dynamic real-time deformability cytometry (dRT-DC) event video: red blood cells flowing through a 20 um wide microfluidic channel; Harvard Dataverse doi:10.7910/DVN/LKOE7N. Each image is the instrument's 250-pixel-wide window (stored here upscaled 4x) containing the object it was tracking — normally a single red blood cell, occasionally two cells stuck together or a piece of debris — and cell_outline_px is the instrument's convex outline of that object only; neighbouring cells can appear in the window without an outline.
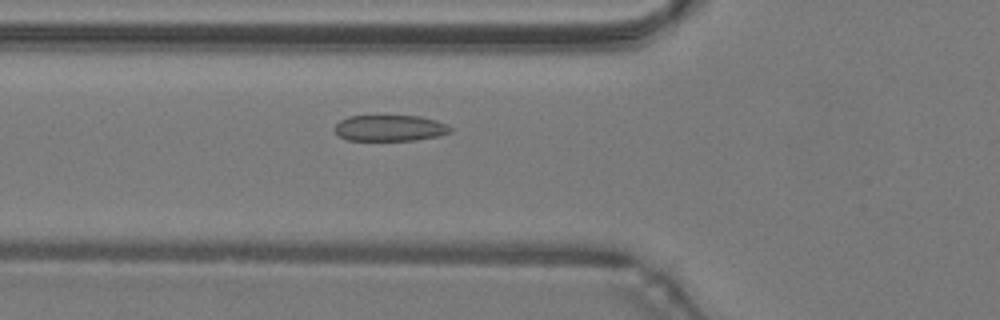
{"species": "common noctule bat (a hibernating species)", "species_latin": "Nyctalus noctula", "temperature_condition": "warm", "stored_images_in_passage": 30, "camera_frame_rate_fps": 3000, "um_per_image_px": 0.085, "animal": {"sex": "male", "body_mass_g": 19.2, "forearm_length_mm": 51.8}, "frame": {"image": 1, "passage_image": 4, "time_ms": 1.0, "image_size_px": [1000, 320], "cell_outline_px": [[452, 132], [440, 136], [416, 140], [348, 140], [340, 136], [336, 132], [336, 124], [340, 120], [348, 116], [420, 116], [436, 120], [448, 124], [452, 128]], "centroid_in_image_um": [33.2, 10.88], "position_along_channel_um": 92.6, "area_um2": 17.63}}
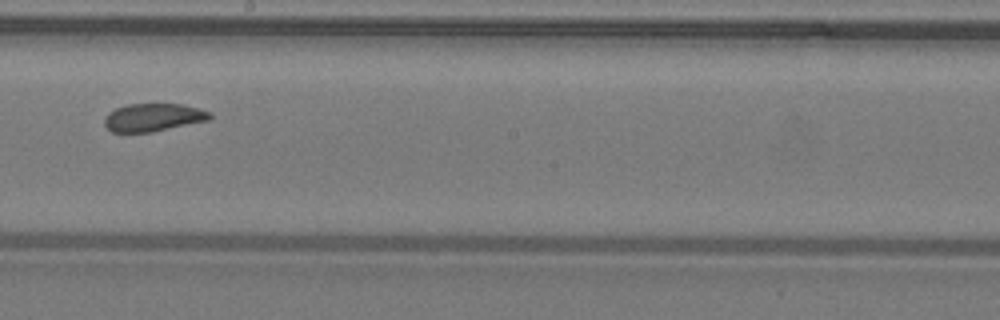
{"frame": {"image": 2, "passage_image": 14, "time_ms": 4.333, "image_size_px": [1000, 320], "cell_outline_px": [[212, 116], [208, 120], [152, 132], [112, 132], [104, 124], [104, 116], [108, 112], [116, 108], [128, 104], [180, 104], [200, 108], [212, 112]], "centroid_in_image_um": [13.02, 9.97], "position_along_channel_um": 235.2, "area_um2": 17.17}}
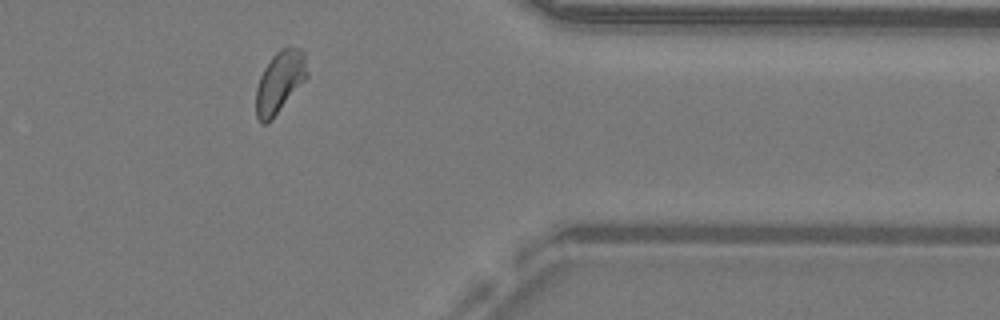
{"frame": {"image": 3, "passage_image": 26, "time_ms": 8.333, "image_size_px": [1000, 320], "cell_outline_px": [[308, 76], [272, 120], [268, 124], [260, 124], [256, 116], [256, 88], [260, 76], [264, 68], [272, 56], [280, 48], [300, 48], [304, 52], [308, 72]], "centroid_in_image_um": [23.76, 6.99], "position_along_channel_um": 387.6, "area_um2": 18.44}, "authors_computed_cell_mechanics": {"area_um2": 17.8602, "velocity_mm_per_s": 4.2621, "shape_relaxation_time_tau1_ms": 11.0709, "shape_relaxation_time_tau2_ms": 0.5255, "deformation_change_tau1": 0.1705, "deformation_change_tau2": 0.0605}}